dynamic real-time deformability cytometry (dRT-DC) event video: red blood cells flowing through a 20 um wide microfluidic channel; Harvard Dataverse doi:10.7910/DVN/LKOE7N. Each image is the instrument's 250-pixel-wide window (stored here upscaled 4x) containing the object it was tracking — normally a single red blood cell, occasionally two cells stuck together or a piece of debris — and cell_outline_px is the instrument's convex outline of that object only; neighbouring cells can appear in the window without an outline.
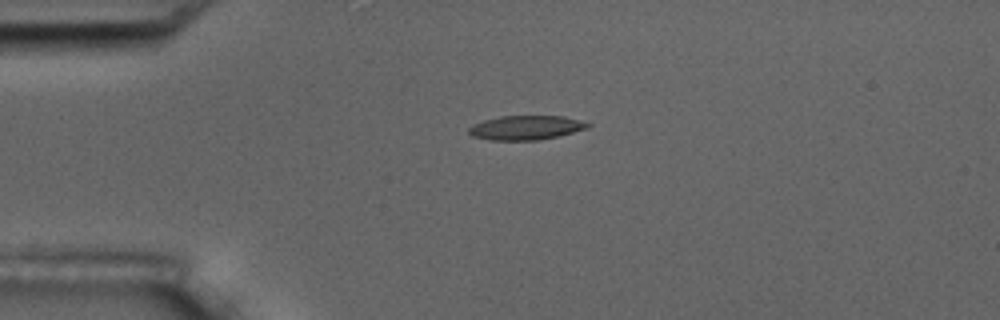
{"species": "common noctule bat (a hibernating species)", "species_latin": "Nyctalus noctula", "temperature_condition": "room temperature", "stored_images_in_passage": 2, "camera_frame_rate_fps": 3000, "um_per_image_px": 0.085, "animal": {"sex": "male", "body_mass_g": 17.5, "forearm_length_mm": 52.3}, "frame": {"image": 1, "passage_image": 1, "time_ms": 0.0, "image_size_px": [1000, 320], "cell_outline_px": [[592, 124], [588, 128], [556, 136], [536, 140], [492, 140], [472, 136], [468, 132], [468, 128], [472, 124], [484, 120], [500, 116], [564, 116], [580, 120]], "centroid_in_image_um": [44.68, 10.84], "position_along_channel_um": 40.3, "area_um2": 16.7}}